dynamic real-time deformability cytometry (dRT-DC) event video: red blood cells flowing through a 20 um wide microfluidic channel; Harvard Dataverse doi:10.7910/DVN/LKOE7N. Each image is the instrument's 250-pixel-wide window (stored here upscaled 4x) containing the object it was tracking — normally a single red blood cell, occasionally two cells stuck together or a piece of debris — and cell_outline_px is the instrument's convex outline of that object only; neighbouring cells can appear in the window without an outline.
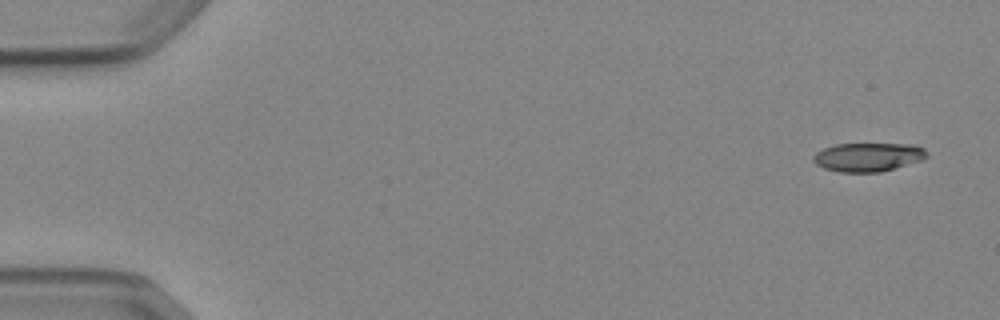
{"species": "Egyptian fruit bat (a non-hibernating species)", "species_latin": "Rousettus aegyptiacus", "temperature_condition": "cold", "stored_images_in_passage": 4, "camera_frame_rate_fps": 3000, "um_per_image_px": 0.085, "animal": {"sex": "female"}, "frame": {"image": 1, "passage_image": 1, "time_ms": 0.0, "image_size_px": [1000, 320], "cell_outline_px": [[928, 156], [924, 160], [880, 172], [840, 172], [824, 168], [816, 164], [812, 160], [812, 156], [816, 152], [824, 148], [836, 144], [912, 144], [924, 148], [928, 152]], "centroid_in_image_um": [73.81, 13.35], "position_along_channel_um": 11.2, "area_um2": 19.13}}
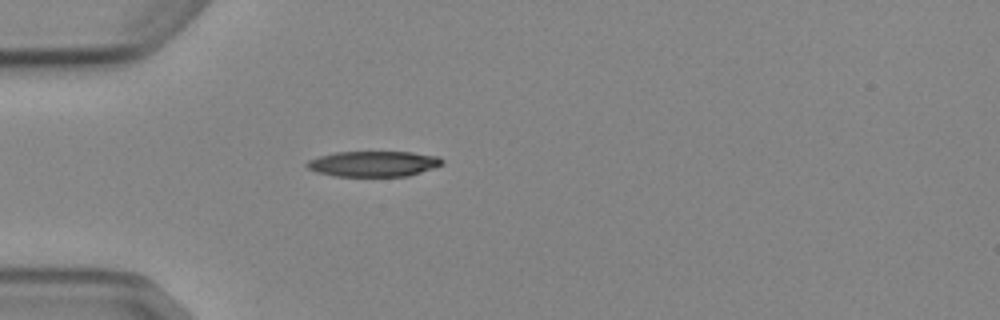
{"frame": {"image": 2, "passage_image": 4, "time_ms": 4.333, "image_size_px": [1000, 320], "cell_outline_px": [[444, 164], [408, 176], [332, 176], [316, 172], [308, 168], [304, 164], [308, 160], [320, 156], [336, 152], [412, 152], [440, 156], [444, 160]], "centroid_in_image_um": [31.75, 13.92], "position_along_channel_um": 53.2, "area_um2": 20.23}}